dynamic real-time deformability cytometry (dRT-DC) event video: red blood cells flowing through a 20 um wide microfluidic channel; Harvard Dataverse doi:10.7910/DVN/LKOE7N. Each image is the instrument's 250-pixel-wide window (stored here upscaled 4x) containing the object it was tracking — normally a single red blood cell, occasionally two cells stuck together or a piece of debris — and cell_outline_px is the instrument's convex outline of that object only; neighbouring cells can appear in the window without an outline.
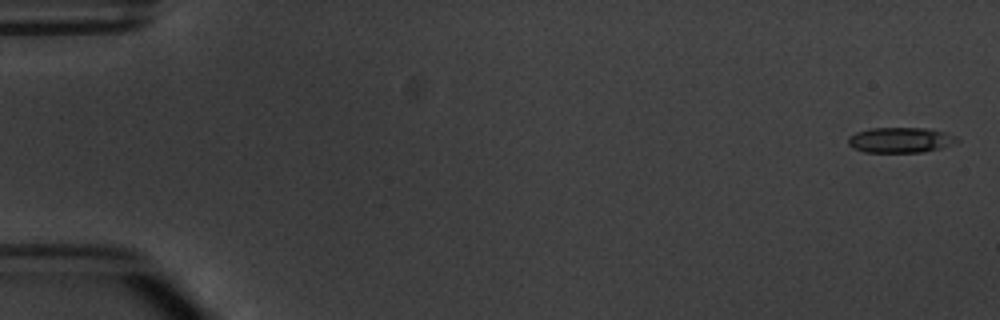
{"species": "common noctule bat (a hibernating species)", "species_latin": "Nyctalus noctula", "temperature_condition": "warm", "stored_images_in_passage": 7, "camera_frame_rate_fps": 3000, "um_per_image_px": 0.085, "animal": {"sex": "male", "body_mass_g": 20.1, "forearm_length_mm": 53.5}, "frame": {"image": 1, "passage_image": 1, "time_ms": 0.0, "image_size_px": [1000, 320], "cell_outline_px": [[960, 140], [940, 148], [924, 152], [864, 152], [848, 144], [848, 136], [856, 132], [872, 128], [928, 128], [944, 132], [956, 136]], "centroid_in_image_um": [76.53, 11.89], "position_along_channel_um": 8.5, "area_um2": 15.95}}
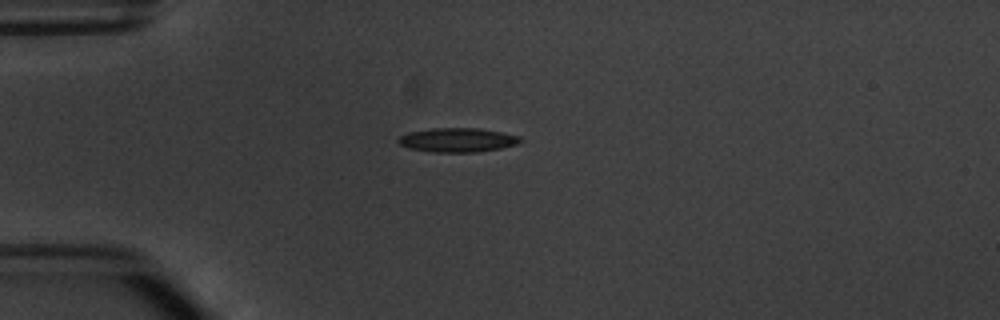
{"frame": {"image": 2, "passage_image": 4, "time_ms": 4.333, "image_size_px": [1000, 320], "cell_outline_px": [[524, 140], [516, 144], [500, 148], [476, 152], [432, 152], [408, 148], [400, 144], [396, 140], [400, 136], [408, 132], [436, 128], [480, 128], [520, 136]], "centroid_in_image_um": [38.88, 11.9], "position_along_channel_um": 46.1, "area_um2": 17.11}}
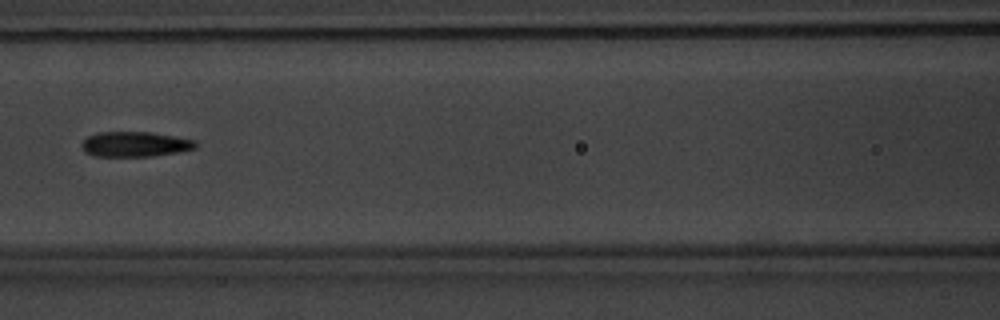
{"frame": {"image": 3, "passage_image": 7, "time_ms": 7.667, "image_size_px": [1000, 320], "cell_outline_px": [[196, 148], [176, 152], [152, 156], [92, 156], [84, 152], [80, 144], [88, 136], [100, 132], [152, 132], [196, 140]], "centroid_in_image_um": [11.44, 12.25], "position_along_channel_um": 155.2, "area_um2": 16.65}}